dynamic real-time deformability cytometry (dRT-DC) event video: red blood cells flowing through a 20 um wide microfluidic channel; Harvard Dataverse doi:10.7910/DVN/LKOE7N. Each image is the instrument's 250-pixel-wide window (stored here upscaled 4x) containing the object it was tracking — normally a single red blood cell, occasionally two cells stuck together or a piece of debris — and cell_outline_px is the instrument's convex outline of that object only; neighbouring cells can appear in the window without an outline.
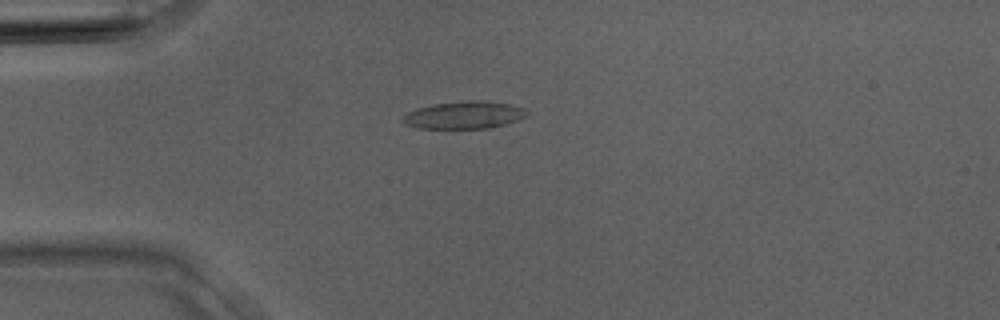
{"species": "Egyptian fruit bat (a non-hibernating species)", "species_latin": "Rousettus aegyptiacus", "temperature_condition": "room temperature", "stored_images_in_passage": 1, "camera_frame_rate_fps": 3000, "um_per_image_px": 0.085, "animal": {"sex": "male"}, "frame": {"image": 1, "passage_image": 1, "time_ms": 0.0, "image_size_px": [1000, 320], "cell_outline_px": [[528, 112], [524, 116], [516, 120], [492, 128], [416, 128], [404, 124], [400, 120], [408, 112], [420, 108], [436, 104], [468, 100], [488, 100], [512, 104], [524, 108]], "centroid_in_image_um": [39.46, 9.77], "position_along_channel_um": 45.5, "area_um2": 19.77}}